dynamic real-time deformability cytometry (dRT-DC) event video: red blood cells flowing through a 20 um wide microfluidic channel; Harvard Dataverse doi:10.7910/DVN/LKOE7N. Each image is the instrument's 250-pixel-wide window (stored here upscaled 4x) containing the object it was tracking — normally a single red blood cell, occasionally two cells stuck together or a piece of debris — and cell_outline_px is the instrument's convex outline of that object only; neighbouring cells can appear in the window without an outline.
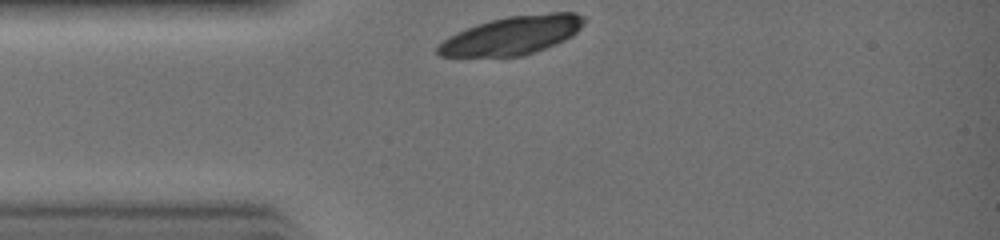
{"species": "common noctule bat (a hibernating species)", "species_latin": "Nyctalus noctula", "temperature_condition": "warm", "stored_images_in_passage": 20, "camera_frame_rate_fps": 3000, "um_per_image_px": 0.085, "animal": {"sex": "female", "body_mass_g": 19.0, "forearm_length_mm": 51.5}, "frame": {"image": 1, "passage_image": 1, "time_ms": 0.0, "image_size_px": [1000, 240], "cell_outline_px": [[588, 20], [572, 36], [556, 44], [520, 56], [440, 56], [436, 52], [436, 48], [448, 36], [456, 32], [476, 24], [508, 16], [552, 12], [576, 12], [584, 16]], "centroid_in_image_um": [43.56, 2.98], "position_along_channel_um": 41.4, "area_um2": 32.66}}
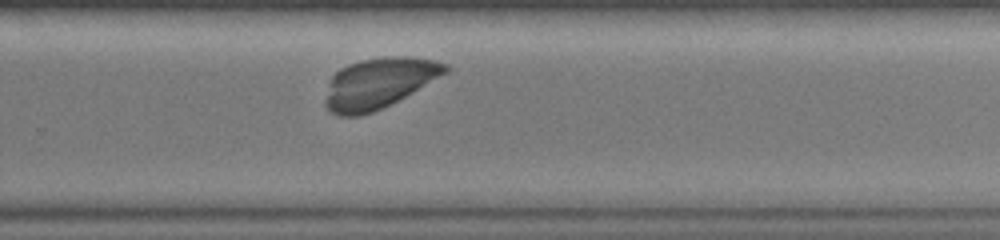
{"frame": {"image": 2, "passage_image": 15, "time_ms": 4.667, "image_size_px": [1000, 240], "cell_outline_px": [[448, 72], [412, 92], [372, 112], [360, 116], [336, 116], [324, 104], [324, 100], [328, 80], [340, 68], [348, 64], [360, 60], [384, 56], [412, 56], [436, 60], [448, 64]], "centroid_in_image_um": [32.16, 7.04], "position_along_channel_um": 297.6, "area_um2": 35.32}}
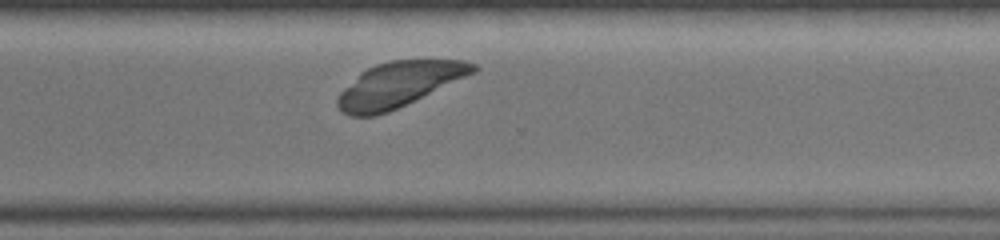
{"frame": {"image": 3, "passage_image": 17, "time_ms": 5.333, "image_size_px": [1000, 240], "cell_outline_px": [[480, 68], [476, 72], [388, 112], [376, 116], [348, 116], [336, 104], [336, 96], [360, 72], [376, 64], [388, 60], [468, 60], [476, 64]], "centroid_in_image_um": [33.9, 7.17], "position_along_channel_um": 336.7, "area_um2": 35.43}}